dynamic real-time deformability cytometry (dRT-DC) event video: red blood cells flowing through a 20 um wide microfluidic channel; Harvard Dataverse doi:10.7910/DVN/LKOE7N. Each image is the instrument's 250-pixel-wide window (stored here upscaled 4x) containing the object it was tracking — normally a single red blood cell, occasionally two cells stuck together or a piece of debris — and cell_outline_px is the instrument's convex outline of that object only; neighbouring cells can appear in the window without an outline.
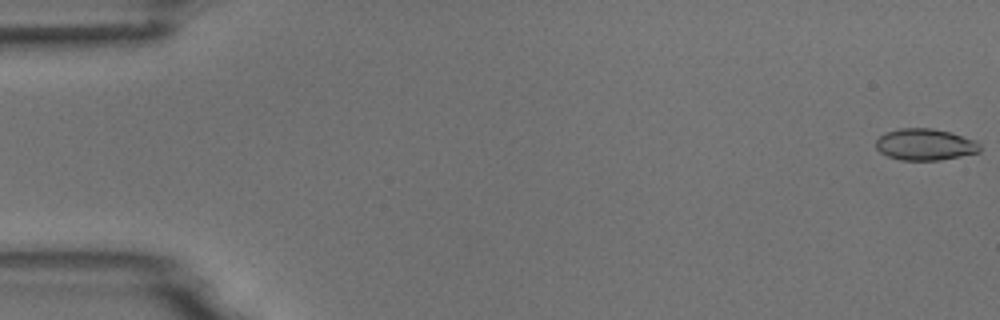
{"species": "common noctule bat (a hibernating species)", "species_latin": "Nyctalus noctula", "temperature_condition": "room temperature", "stored_images_in_passage": 55, "camera_frame_rate_fps": 3000, "um_per_image_px": 0.085, "animal": {"sex": "male", "body_mass_g": 18.8}, "frame": {"image": 1, "passage_image": 1, "time_ms": 0.0, "image_size_px": [1000, 320], "cell_outline_px": [[980, 152], [940, 160], [900, 160], [888, 156], [880, 152], [876, 148], [876, 140], [884, 132], [900, 128], [932, 128], [948, 132], [976, 140], [980, 144]], "centroid_in_image_um": [78.62, 12.28], "position_along_channel_um": 6.4, "area_um2": 19.13}}
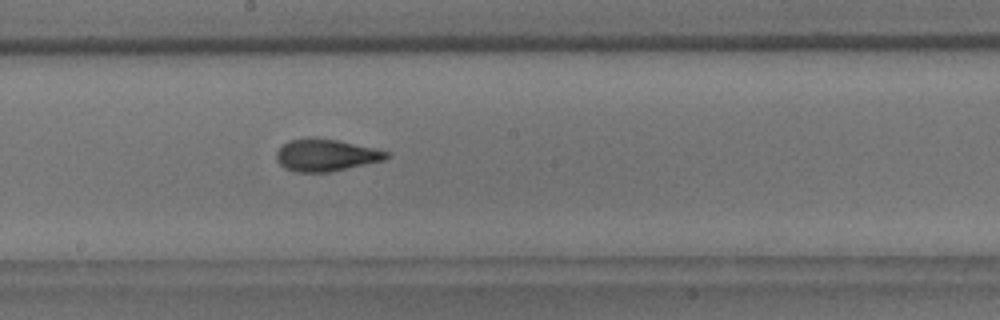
{"frame": {"image": 2, "passage_image": 30, "time_ms": 9.667, "image_size_px": [1000, 320], "cell_outline_px": [[388, 156], [384, 160], [332, 172], [296, 172], [284, 168], [276, 160], [276, 152], [288, 140], [312, 136], [336, 140], [372, 148], [388, 152]], "centroid_in_image_um": [27.64, 13.19], "position_along_channel_um": 220.6, "area_um2": 20.58}}
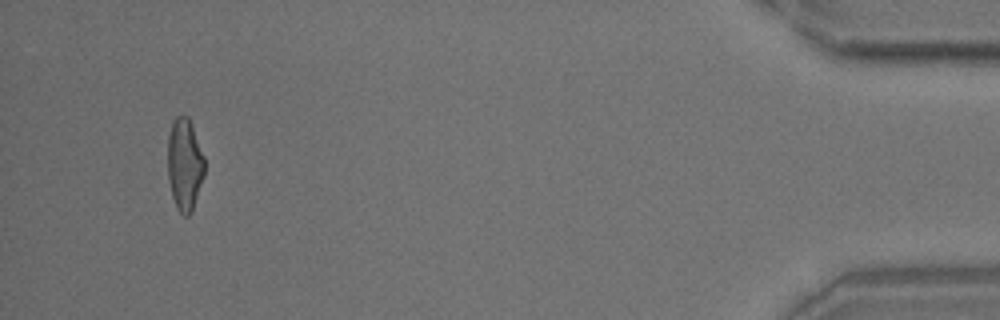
{"frame": {"image": 3, "passage_image": 52, "time_ms": 17.0, "image_size_px": [1000, 320], "cell_outline_px": [[204, 176], [192, 212], [188, 216], [184, 216], [176, 208], [172, 196], [168, 180], [168, 136], [172, 120], [176, 116], [188, 116], [192, 124], [204, 156]], "centroid_in_image_um": [15.69, 13.98], "position_along_channel_um": 419.5, "area_um2": 20.0}, "authors_computed_cell_mechanics": {"area_um2": 20.1144, "velocity_mm_per_s": 3.7334, "shape_relaxation_time_tau1_ms": 3.7422, "shape_relaxation_time_tau2_ms": 1.623, "deformation_change_tau1": 0.1385, "deformation_change_tau2": 0.0638}}